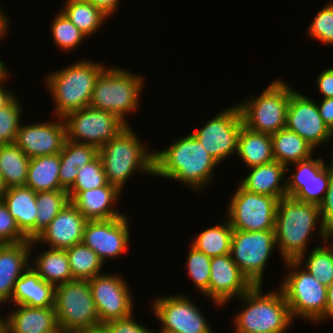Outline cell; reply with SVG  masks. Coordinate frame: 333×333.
<instances>
[{
	"label": "cell",
	"instance_id": "obj_47",
	"mask_svg": "<svg viewBox=\"0 0 333 333\" xmlns=\"http://www.w3.org/2000/svg\"><path fill=\"white\" fill-rule=\"evenodd\" d=\"M78 175V167L72 164L60 163L59 178L61 187L68 191L74 184Z\"/></svg>",
	"mask_w": 333,
	"mask_h": 333
},
{
	"label": "cell",
	"instance_id": "obj_19",
	"mask_svg": "<svg viewBox=\"0 0 333 333\" xmlns=\"http://www.w3.org/2000/svg\"><path fill=\"white\" fill-rule=\"evenodd\" d=\"M65 140V123L58 117L49 123L20 124L15 144L31 159L60 153Z\"/></svg>",
	"mask_w": 333,
	"mask_h": 333
},
{
	"label": "cell",
	"instance_id": "obj_15",
	"mask_svg": "<svg viewBox=\"0 0 333 333\" xmlns=\"http://www.w3.org/2000/svg\"><path fill=\"white\" fill-rule=\"evenodd\" d=\"M100 323L133 314V299L122 276L100 274L88 280Z\"/></svg>",
	"mask_w": 333,
	"mask_h": 333
},
{
	"label": "cell",
	"instance_id": "obj_24",
	"mask_svg": "<svg viewBox=\"0 0 333 333\" xmlns=\"http://www.w3.org/2000/svg\"><path fill=\"white\" fill-rule=\"evenodd\" d=\"M121 193L118 187L107 183L100 188L81 191L71 203L87 220H107L125 215L113 209Z\"/></svg>",
	"mask_w": 333,
	"mask_h": 333
},
{
	"label": "cell",
	"instance_id": "obj_7",
	"mask_svg": "<svg viewBox=\"0 0 333 333\" xmlns=\"http://www.w3.org/2000/svg\"><path fill=\"white\" fill-rule=\"evenodd\" d=\"M284 262L289 272L279 289L284 294L292 318L299 316L314 323L325 321L327 287L305 268L301 269L297 260Z\"/></svg>",
	"mask_w": 333,
	"mask_h": 333
},
{
	"label": "cell",
	"instance_id": "obj_29",
	"mask_svg": "<svg viewBox=\"0 0 333 333\" xmlns=\"http://www.w3.org/2000/svg\"><path fill=\"white\" fill-rule=\"evenodd\" d=\"M249 168L274 161L271 135L255 132L242 126L236 155Z\"/></svg>",
	"mask_w": 333,
	"mask_h": 333
},
{
	"label": "cell",
	"instance_id": "obj_39",
	"mask_svg": "<svg viewBox=\"0 0 333 333\" xmlns=\"http://www.w3.org/2000/svg\"><path fill=\"white\" fill-rule=\"evenodd\" d=\"M51 24V34L54 43L63 51H72L84 38L87 37L81 32L61 11Z\"/></svg>",
	"mask_w": 333,
	"mask_h": 333
},
{
	"label": "cell",
	"instance_id": "obj_26",
	"mask_svg": "<svg viewBox=\"0 0 333 333\" xmlns=\"http://www.w3.org/2000/svg\"><path fill=\"white\" fill-rule=\"evenodd\" d=\"M248 169H250L249 174L239 184L243 189L251 193L269 195L276 199L287 196L286 182L281 181L286 175L284 165L274 160Z\"/></svg>",
	"mask_w": 333,
	"mask_h": 333
},
{
	"label": "cell",
	"instance_id": "obj_21",
	"mask_svg": "<svg viewBox=\"0 0 333 333\" xmlns=\"http://www.w3.org/2000/svg\"><path fill=\"white\" fill-rule=\"evenodd\" d=\"M88 220L69 202L33 240V244L46 243L52 249L66 250L82 243L85 225Z\"/></svg>",
	"mask_w": 333,
	"mask_h": 333
},
{
	"label": "cell",
	"instance_id": "obj_43",
	"mask_svg": "<svg viewBox=\"0 0 333 333\" xmlns=\"http://www.w3.org/2000/svg\"><path fill=\"white\" fill-rule=\"evenodd\" d=\"M308 34L325 45H333V2L318 11L310 24Z\"/></svg>",
	"mask_w": 333,
	"mask_h": 333
},
{
	"label": "cell",
	"instance_id": "obj_12",
	"mask_svg": "<svg viewBox=\"0 0 333 333\" xmlns=\"http://www.w3.org/2000/svg\"><path fill=\"white\" fill-rule=\"evenodd\" d=\"M232 196L226 218L233 230L250 232L275 230L279 199L248 192L240 185Z\"/></svg>",
	"mask_w": 333,
	"mask_h": 333
},
{
	"label": "cell",
	"instance_id": "obj_28",
	"mask_svg": "<svg viewBox=\"0 0 333 333\" xmlns=\"http://www.w3.org/2000/svg\"><path fill=\"white\" fill-rule=\"evenodd\" d=\"M274 160L290 171L289 164H294L312 157L315 149L302 137L286 127L271 135Z\"/></svg>",
	"mask_w": 333,
	"mask_h": 333
},
{
	"label": "cell",
	"instance_id": "obj_37",
	"mask_svg": "<svg viewBox=\"0 0 333 333\" xmlns=\"http://www.w3.org/2000/svg\"><path fill=\"white\" fill-rule=\"evenodd\" d=\"M327 242L323 241L325 246H316L308 257L302 254L297 259L301 266L306 262L303 267L326 287L333 282V244L326 246Z\"/></svg>",
	"mask_w": 333,
	"mask_h": 333
},
{
	"label": "cell",
	"instance_id": "obj_13",
	"mask_svg": "<svg viewBox=\"0 0 333 333\" xmlns=\"http://www.w3.org/2000/svg\"><path fill=\"white\" fill-rule=\"evenodd\" d=\"M243 125L240 108L236 105L222 110L192 134L220 165L224 159L237 153L238 137Z\"/></svg>",
	"mask_w": 333,
	"mask_h": 333
},
{
	"label": "cell",
	"instance_id": "obj_1",
	"mask_svg": "<svg viewBox=\"0 0 333 333\" xmlns=\"http://www.w3.org/2000/svg\"><path fill=\"white\" fill-rule=\"evenodd\" d=\"M153 161L154 176L174 179L198 191L213 181L219 164L192 133L173 141L165 150L155 151Z\"/></svg>",
	"mask_w": 333,
	"mask_h": 333
},
{
	"label": "cell",
	"instance_id": "obj_14",
	"mask_svg": "<svg viewBox=\"0 0 333 333\" xmlns=\"http://www.w3.org/2000/svg\"><path fill=\"white\" fill-rule=\"evenodd\" d=\"M186 295H174L155 298L152 312L162 323L159 332L166 333H213L211 327Z\"/></svg>",
	"mask_w": 333,
	"mask_h": 333
},
{
	"label": "cell",
	"instance_id": "obj_46",
	"mask_svg": "<svg viewBox=\"0 0 333 333\" xmlns=\"http://www.w3.org/2000/svg\"><path fill=\"white\" fill-rule=\"evenodd\" d=\"M319 210L323 225L330 230L333 228V174L330 177L326 194L319 204Z\"/></svg>",
	"mask_w": 333,
	"mask_h": 333
},
{
	"label": "cell",
	"instance_id": "obj_18",
	"mask_svg": "<svg viewBox=\"0 0 333 333\" xmlns=\"http://www.w3.org/2000/svg\"><path fill=\"white\" fill-rule=\"evenodd\" d=\"M126 215L107 220H88L82 243L103 261L127 252L130 232ZM105 260V261H104Z\"/></svg>",
	"mask_w": 333,
	"mask_h": 333
},
{
	"label": "cell",
	"instance_id": "obj_41",
	"mask_svg": "<svg viewBox=\"0 0 333 333\" xmlns=\"http://www.w3.org/2000/svg\"><path fill=\"white\" fill-rule=\"evenodd\" d=\"M22 110L16 97L0 109V145L15 143L21 124Z\"/></svg>",
	"mask_w": 333,
	"mask_h": 333
},
{
	"label": "cell",
	"instance_id": "obj_16",
	"mask_svg": "<svg viewBox=\"0 0 333 333\" xmlns=\"http://www.w3.org/2000/svg\"><path fill=\"white\" fill-rule=\"evenodd\" d=\"M297 171H292L286 182L287 196L295 200L319 205L328 189L333 174V166L324 163L323 158H309L294 163Z\"/></svg>",
	"mask_w": 333,
	"mask_h": 333
},
{
	"label": "cell",
	"instance_id": "obj_31",
	"mask_svg": "<svg viewBox=\"0 0 333 333\" xmlns=\"http://www.w3.org/2000/svg\"><path fill=\"white\" fill-rule=\"evenodd\" d=\"M31 267L45 282L54 286L73 280L66 250L49 248L38 254Z\"/></svg>",
	"mask_w": 333,
	"mask_h": 333
},
{
	"label": "cell",
	"instance_id": "obj_60",
	"mask_svg": "<svg viewBox=\"0 0 333 333\" xmlns=\"http://www.w3.org/2000/svg\"><path fill=\"white\" fill-rule=\"evenodd\" d=\"M0 333H11L10 331H8L5 327L0 331Z\"/></svg>",
	"mask_w": 333,
	"mask_h": 333
},
{
	"label": "cell",
	"instance_id": "obj_40",
	"mask_svg": "<svg viewBox=\"0 0 333 333\" xmlns=\"http://www.w3.org/2000/svg\"><path fill=\"white\" fill-rule=\"evenodd\" d=\"M188 274L195 287L209 297L210 263L211 257L197 250L191 245L187 256Z\"/></svg>",
	"mask_w": 333,
	"mask_h": 333
},
{
	"label": "cell",
	"instance_id": "obj_50",
	"mask_svg": "<svg viewBox=\"0 0 333 333\" xmlns=\"http://www.w3.org/2000/svg\"><path fill=\"white\" fill-rule=\"evenodd\" d=\"M8 68H5L0 73V109L7 106L16 96L13 94V91L7 90L4 88V81L8 80L9 72ZM3 85V86H2ZM6 89V90H5Z\"/></svg>",
	"mask_w": 333,
	"mask_h": 333
},
{
	"label": "cell",
	"instance_id": "obj_30",
	"mask_svg": "<svg viewBox=\"0 0 333 333\" xmlns=\"http://www.w3.org/2000/svg\"><path fill=\"white\" fill-rule=\"evenodd\" d=\"M60 153L30 159L25 186L35 192L63 189L59 178Z\"/></svg>",
	"mask_w": 333,
	"mask_h": 333
},
{
	"label": "cell",
	"instance_id": "obj_22",
	"mask_svg": "<svg viewBox=\"0 0 333 333\" xmlns=\"http://www.w3.org/2000/svg\"><path fill=\"white\" fill-rule=\"evenodd\" d=\"M33 246V240L0 244V305L11 300L16 281L30 267Z\"/></svg>",
	"mask_w": 333,
	"mask_h": 333
},
{
	"label": "cell",
	"instance_id": "obj_48",
	"mask_svg": "<svg viewBox=\"0 0 333 333\" xmlns=\"http://www.w3.org/2000/svg\"><path fill=\"white\" fill-rule=\"evenodd\" d=\"M316 81L324 98H333V67L323 70Z\"/></svg>",
	"mask_w": 333,
	"mask_h": 333
},
{
	"label": "cell",
	"instance_id": "obj_9",
	"mask_svg": "<svg viewBox=\"0 0 333 333\" xmlns=\"http://www.w3.org/2000/svg\"><path fill=\"white\" fill-rule=\"evenodd\" d=\"M54 309L59 329L92 330L102 327L86 279H73L55 286Z\"/></svg>",
	"mask_w": 333,
	"mask_h": 333
},
{
	"label": "cell",
	"instance_id": "obj_57",
	"mask_svg": "<svg viewBox=\"0 0 333 333\" xmlns=\"http://www.w3.org/2000/svg\"><path fill=\"white\" fill-rule=\"evenodd\" d=\"M332 239V244H333V228H331L330 230H329V240H331Z\"/></svg>",
	"mask_w": 333,
	"mask_h": 333
},
{
	"label": "cell",
	"instance_id": "obj_45",
	"mask_svg": "<svg viewBox=\"0 0 333 333\" xmlns=\"http://www.w3.org/2000/svg\"><path fill=\"white\" fill-rule=\"evenodd\" d=\"M107 333H156L140 325L133 319V314L123 319H113L102 324Z\"/></svg>",
	"mask_w": 333,
	"mask_h": 333
},
{
	"label": "cell",
	"instance_id": "obj_3",
	"mask_svg": "<svg viewBox=\"0 0 333 333\" xmlns=\"http://www.w3.org/2000/svg\"><path fill=\"white\" fill-rule=\"evenodd\" d=\"M262 291V285L252 286L239 297L245 307L234 317V333H284L290 327L293 318L282 290Z\"/></svg>",
	"mask_w": 333,
	"mask_h": 333
},
{
	"label": "cell",
	"instance_id": "obj_35",
	"mask_svg": "<svg viewBox=\"0 0 333 333\" xmlns=\"http://www.w3.org/2000/svg\"><path fill=\"white\" fill-rule=\"evenodd\" d=\"M70 202L64 189L36 192L35 238L50 224L57 214Z\"/></svg>",
	"mask_w": 333,
	"mask_h": 333
},
{
	"label": "cell",
	"instance_id": "obj_36",
	"mask_svg": "<svg viewBox=\"0 0 333 333\" xmlns=\"http://www.w3.org/2000/svg\"><path fill=\"white\" fill-rule=\"evenodd\" d=\"M66 253L74 279L89 280L100 275L104 263L88 246L79 243L66 249Z\"/></svg>",
	"mask_w": 333,
	"mask_h": 333
},
{
	"label": "cell",
	"instance_id": "obj_11",
	"mask_svg": "<svg viewBox=\"0 0 333 333\" xmlns=\"http://www.w3.org/2000/svg\"><path fill=\"white\" fill-rule=\"evenodd\" d=\"M63 120L66 139L98 149L128 126L115 114L90 106L67 114Z\"/></svg>",
	"mask_w": 333,
	"mask_h": 333
},
{
	"label": "cell",
	"instance_id": "obj_53",
	"mask_svg": "<svg viewBox=\"0 0 333 333\" xmlns=\"http://www.w3.org/2000/svg\"><path fill=\"white\" fill-rule=\"evenodd\" d=\"M6 12H3L0 6V39H2L5 34H7L6 32L9 29V19L5 14Z\"/></svg>",
	"mask_w": 333,
	"mask_h": 333
},
{
	"label": "cell",
	"instance_id": "obj_44",
	"mask_svg": "<svg viewBox=\"0 0 333 333\" xmlns=\"http://www.w3.org/2000/svg\"><path fill=\"white\" fill-rule=\"evenodd\" d=\"M30 241L20 231L15 219L0 199V244Z\"/></svg>",
	"mask_w": 333,
	"mask_h": 333
},
{
	"label": "cell",
	"instance_id": "obj_25",
	"mask_svg": "<svg viewBox=\"0 0 333 333\" xmlns=\"http://www.w3.org/2000/svg\"><path fill=\"white\" fill-rule=\"evenodd\" d=\"M1 199L15 219L20 231L28 238L35 239V222L38 211L36 192L26 186L6 188Z\"/></svg>",
	"mask_w": 333,
	"mask_h": 333
},
{
	"label": "cell",
	"instance_id": "obj_56",
	"mask_svg": "<svg viewBox=\"0 0 333 333\" xmlns=\"http://www.w3.org/2000/svg\"><path fill=\"white\" fill-rule=\"evenodd\" d=\"M89 333H107V331L103 327H100L97 329L89 330Z\"/></svg>",
	"mask_w": 333,
	"mask_h": 333
},
{
	"label": "cell",
	"instance_id": "obj_4",
	"mask_svg": "<svg viewBox=\"0 0 333 333\" xmlns=\"http://www.w3.org/2000/svg\"><path fill=\"white\" fill-rule=\"evenodd\" d=\"M105 66L99 62L80 60L46 76V85L55 103L56 118L89 106L93 89Z\"/></svg>",
	"mask_w": 333,
	"mask_h": 333
},
{
	"label": "cell",
	"instance_id": "obj_34",
	"mask_svg": "<svg viewBox=\"0 0 333 333\" xmlns=\"http://www.w3.org/2000/svg\"><path fill=\"white\" fill-rule=\"evenodd\" d=\"M233 231L229 220H224L221 225L208 227L198 234L192 246L211 258L230 254Z\"/></svg>",
	"mask_w": 333,
	"mask_h": 333
},
{
	"label": "cell",
	"instance_id": "obj_58",
	"mask_svg": "<svg viewBox=\"0 0 333 333\" xmlns=\"http://www.w3.org/2000/svg\"><path fill=\"white\" fill-rule=\"evenodd\" d=\"M6 68L4 62L0 61V73Z\"/></svg>",
	"mask_w": 333,
	"mask_h": 333
},
{
	"label": "cell",
	"instance_id": "obj_2",
	"mask_svg": "<svg viewBox=\"0 0 333 333\" xmlns=\"http://www.w3.org/2000/svg\"><path fill=\"white\" fill-rule=\"evenodd\" d=\"M319 221L322 225L319 227L318 236L321 241H328L329 230L322 223L319 205L298 201L288 196L279 199L275 218V237L283 261L297 260L302 254H307L306 245L309 244L311 232L317 228Z\"/></svg>",
	"mask_w": 333,
	"mask_h": 333
},
{
	"label": "cell",
	"instance_id": "obj_59",
	"mask_svg": "<svg viewBox=\"0 0 333 333\" xmlns=\"http://www.w3.org/2000/svg\"><path fill=\"white\" fill-rule=\"evenodd\" d=\"M4 328V319L0 317V331Z\"/></svg>",
	"mask_w": 333,
	"mask_h": 333
},
{
	"label": "cell",
	"instance_id": "obj_38",
	"mask_svg": "<svg viewBox=\"0 0 333 333\" xmlns=\"http://www.w3.org/2000/svg\"><path fill=\"white\" fill-rule=\"evenodd\" d=\"M103 163L98 155L93 161L78 168V175L73 186L67 191L70 202L81 192L103 187L107 184Z\"/></svg>",
	"mask_w": 333,
	"mask_h": 333
},
{
	"label": "cell",
	"instance_id": "obj_6",
	"mask_svg": "<svg viewBox=\"0 0 333 333\" xmlns=\"http://www.w3.org/2000/svg\"><path fill=\"white\" fill-rule=\"evenodd\" d=\"M143 85L140 75L115 66L106 67L97 78L89 106L111 112L129 125L125 115L137 111Z\"/></svg>",
	"mask_w": 333,
	"mask_h": 333
},
{
	"label": "cell",
	"instance_id": "obj_5",
	"mask_svg": "<svg viewBox=\"0 0 333 333\" xmlns=\"http://www.w3.org/2000/svg\"><path fill=\"white\" fill-rule=\"evenodd\" d=\"M153 155L154 152L147 150L130 125L99 148L107 182L121 191L135 171L153 176Z\"/></svg>",
	"mask_w": 333,
	"mask_h": 333
},
{
	"label": "cell",
	"instance_id": "obj_20",
	"mask_svg": "<svg viewBox=\"0 0 333 333\" xmlns=\"http://www.w3.org/2000/svg\"><path fill=\"white\" fill-rule=\"evenodd\" d=\"M210 270L209 298L215 305L222 306L234 297L237 299L253 286L230 254L212 257Z\"/></svg>",
	"mask_w": 333,
	"mask_h": 333
},
{
	"label": "cell",
	"instance_id": "obj_55",
	"mask_svg": "<svg viewBox=\"0 0 333 333\" xmlns=\"http://www.w3.org/2000/svg\"><path fill=\"white\" fill-rule=\"evenodd\" d=\"M5 190H6V186L4 185V182L2 180L1 173H0V199H1L2 195L4 194Z\"/></svg>",
	"mask_w": 333,
	"mask_h": 333
},
{
	"label": "cell",
	"instance_id": "obj_8",
	"mask_svg": "<svg viewBox=\"0 0 333 333\" xmlns=\"http://www.w3.org/2000/svg\"><path fill=\"white\" fill-rule=\"evenodd\" d=\"M256 98L238 104L243 124L248 129L272 135L285 128L290 95L289 84L276 79Z\"/></svg>",
	"mask_w": 333,
	"mask_h": 333
},
{
	"label": "cell",
	"instance_id": "obj_33",
	"mask_svg": "<svg viewBox=\"0 0 333 333\" xmlns=\"http://www.w3.org/2000/svg\"><path fill=\"white\" fill-rule=\"evenodd\" d=\"M62 13L81 31L87 38L97 32L109 16L100 8L87 0H66Z\"/></svg>",
	"mask_w": 333,
	"mask_h": 333
},
{
	"label": "cell",
	"instance_id": "obj_10",
	"mask_svg": "<svg viewBox=\"0 0 333 333\" xmlns=\"http://www.w3.org/2000/svg\"><path fill=\"white\" fill-rule=\"evenodd\" d=\"M275 246H277L275 230L255 232L234 230L230 255L253 286L262 285L264 268Z\"/></svg>",
	"mask_w": 333,
	"mask_h": 333
},
{
	"label": "cell",
	"instance_id": "obj_51",
	"mask_svg": "<svg viewBox=\"0 0 333 333\" xmlns=\"http://www.w3.org/2000/svg\"><path fill=\"white\" fill-rule=\"evenodd\" d=\"M100 8L109 17L112 16L118 9L120 0H87ZM112 14V15H111Z\"/></svg>",
	"mask_w": 333,
	"mask_h": 333
},
{
	"label": "cell",
	"instance_id": "obj_23",
	"mask_svg": "<svg viewBox=\"0 0 333 333\" xmlns=\"http://www.w3.org/2000/svg\"><path fill=\"white\" fill-rule=\"evenodd\" d=\"M4 318V327L11 333H58L59 326L54 306L29 307L16 305Z\"/></svg>",
	"mask_w": 333,
	"mask_h": 333
},
{
	"label": "cell",
	"instance_id": "obj_42",
	"mask_svg": "<svg viewBox=\"0 0 333 333\" xmlns=\"http://www.w3.org/2000/svg\"><path fill=\"white\" fill-rule=\"evenodd\" d=\"M98 155L99 149L97 147L66 139L60 152V163L72 164L78 168H82L93 161Z\"/></svg>",
	"mask_w": 333,
	"mask_h": 333
},
{
	"label": "cell",
	"instance_id": "obj_52",
	"mask_svg": "<svg viewBox=\"0 0 333 333\" xmlns=\"http://www.w3.org/2000/svg\"><path fill=\"white\" fill-rule=\"evenodd\" d=\"M333 318V282L327 287L325 319Z\"/></svg>",
	"mask_w": 333,
	"mask_h": 333
},
{
	"label": "cell",
	"instance_id": "obj_17",
	"mask_svg": "<svg viewBox=\"0 0 333 333\" xmlns=\"http://www.w3.org/2000/svg\"><path fill=\"white\" fill-rule=\"evenodd\" d=\"M317 104L294 90L290 95L285 126L297 133L315 150L333 137V131L321 118Z\"/></svg>",
	"mask_w": 333,
	"mask_h": 333
},
{
	"label": "cell",
	"instance_id": "obj_49",
	"mask_svg": "<svg viewBox=\"0 0 333 333\" xmlns=\"http://www.w3.org/2000/svg\"><path fill=\"white\" fill-rule=\"evenodd\" d=\"M317 107L321 118L333 131V98H323Z\"/></svg>",
	"mask_w": 333,
	"mask_h": 333
},
{
	"label": "cell",
	"instance_id": "obj_54",
	"mask_svg": "<svg viewBox=\"0 0 333 333\" xmlns=\"http://www.w3.org/2000/svg\"><path fill=\"white\" fill-rule=\"evenodd\" d=\"M58 333H89V330H63V329H59Z\"/></svg>",
	"mask_w": 333,
	"mask_h": 333
},
{
	"label": "cell",
	"instance_id": "obj_27",
	"mask_svg": "<svg viewBox=\"0 0 333 333\" xmlns=\"http://www.w3.org/2000/svg\"><path fill=\"white\" fill-rule=\"evenodd\" d=\"M55 286L45 282L30 267L16 281L11 301L29 307L54 306Z\"/></svg>",
	"mask_w": 333,
	"mask_h": 333
},
{
	"label": "cell",
	"instance_id": "obj_61",
	"mask_svg": "<svg viewBox=\"0 0 333 333\" xmlns=\"http://www.w3.org/2000/svg\"><path fill=\"white\" fill-rule=\"evenodd\" d=\"M330 162H331V164H332V166H333V156H332V159H331V161H330Z\"/></svg>",
	"mask_w": 333,
	"mask_h": 333
},
{
	"label": "cell",
	"instance_id": "obj_32",
	"mask_svg": "<svg viewBox=\"0 0 333 333\" xmlns=\"http://www.w3.org/2000/svg\"><path fill=\"white\" fill-rule=\"evenodd\" d=\"M29 162L15 143L0 145V173L6 188L25 186Z\"/></svg>",
	"mask_w": 333,
	"mask_h": 333
}]
</instances>
